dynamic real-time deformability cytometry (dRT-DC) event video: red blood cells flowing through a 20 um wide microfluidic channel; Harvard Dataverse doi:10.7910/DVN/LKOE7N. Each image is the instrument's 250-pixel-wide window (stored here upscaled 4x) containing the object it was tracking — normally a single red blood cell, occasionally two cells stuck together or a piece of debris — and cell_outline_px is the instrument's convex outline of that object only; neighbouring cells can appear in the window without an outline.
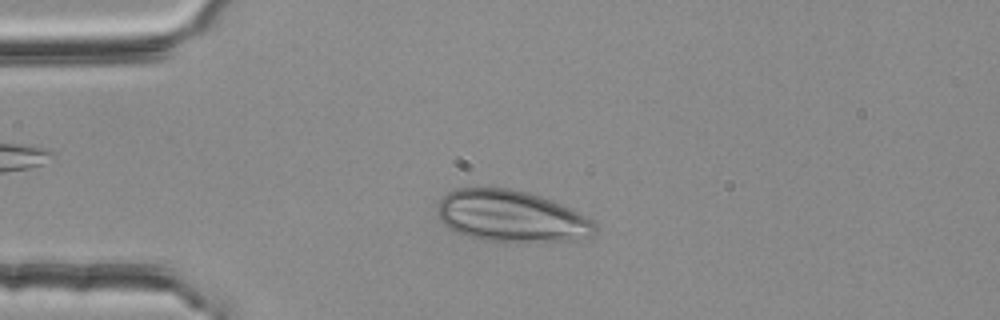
{"species": "common noctule bat (a hibernating species)", "species_latin": "Nyctalus noctula", "temperature_condition": "room temperature", "stored_images_in_passage": 47, "camera_frame_rate_fps": 3000, "um_per_image_px": 0.085, "animal": {"sex": "female", "body_mass_g": 25.1}, "frame": {"image": 1, "passage_image": 11, "time_ms": 3.333, "image_size_px": [1000, 320], "cell_outline_px": [[596, 236], [576, 240], [480, 240], [456, 232], [448, 228], [440, 220], [440, 200], [448, 192], [456, 188], [512, 188], [528, 192], [552, 200], [592, 220], [596, 224]], "centroid_in_image_um": [43.47, 18.37], "position_along_channel_um": 41.5, "area_um2": 46.59}}
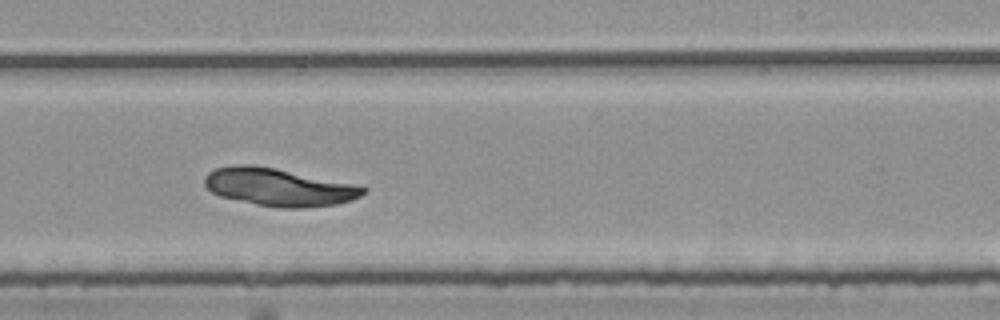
{"frame": {"image": 2, "passage_image": 31, "time_ms": 10.0, "image_size_px": [1000, 320], "cell_outline_px": [[368, 188], [360, 196], [352, 200], [336, 204], [300, 208], [276, 208], [256, 204], [220, 196], [204, 188], [204, 176], [208, 172], [216, 168], [240, 164], [252, 164], [276, 168], [352, 184]], "centroid_in_image_um": [23.64, 15.9], "position_along_channel_um": 265.4, "area_um2": 34.74}}
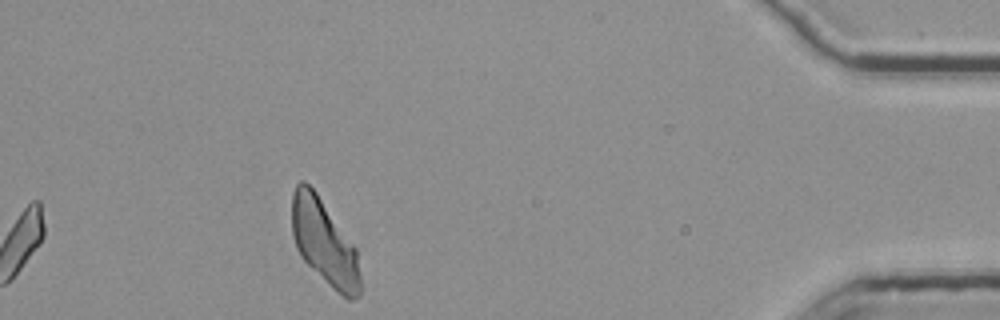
{"frame": {"image": 3, "passage_image": 47, "time_ms": 15.333, "image_size_px": [1000, 320], "cell_outline_px": [[360, 296], [352, 300], [348, 300], [336, 292], [300, 256], [296, 248], [292, 236], [292, 192], [296, 184], [300, 180], [304, 180], [316, 192], [356, 248], [360, 276]], "centroid_in_image_um": [27.55, 20.61], "position_along_channel_um": 407.6, "area_um2": 33.93}}